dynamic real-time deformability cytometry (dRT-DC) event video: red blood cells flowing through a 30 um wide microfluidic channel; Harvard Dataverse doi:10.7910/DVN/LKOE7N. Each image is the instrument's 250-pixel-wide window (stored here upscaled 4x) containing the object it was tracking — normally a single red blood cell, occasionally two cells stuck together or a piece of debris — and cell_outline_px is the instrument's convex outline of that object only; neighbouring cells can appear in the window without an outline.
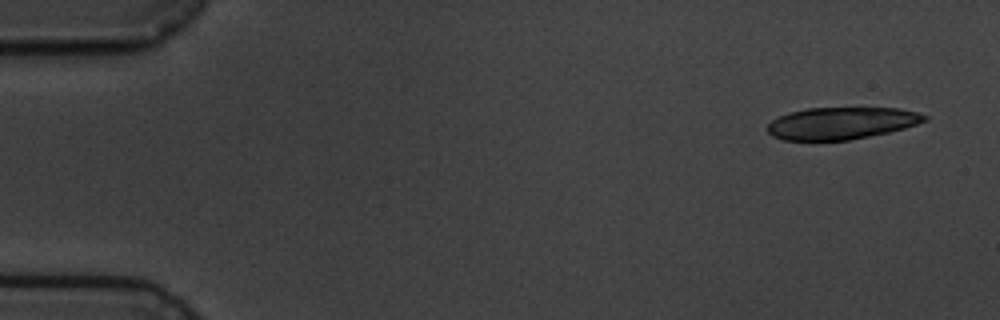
{"species": "common noctule bat (a hibernating species)", "species_latin": "Nyctalus noctula", "temperature_condition": "cold", "stored_images_in_passage": 7, "camera_frame_rate_fps": 3000, "um_per_image_px": 0.085, "animal": {"sex": "male", "body_mass_g": 19.5, "forearm_length_mm": 54.6}, "frame": {"image": 1, "passage_image": 1, "time_ms": 0.0, "image_size_px": [1000, 320], "cell_outline_px": [[928, 120], [904, 128], [888, 132], [848, 140], [784, 140], [772, 136], [768, 132], [768, 124], [772, 120], [788, 112], [808, 108], [900, 108], [916, 112], [928, 116]], "centroid_in_image_um": [71.51, 10.46], "position_along_channel_um": 13.5, "area_um2": 29.19}}